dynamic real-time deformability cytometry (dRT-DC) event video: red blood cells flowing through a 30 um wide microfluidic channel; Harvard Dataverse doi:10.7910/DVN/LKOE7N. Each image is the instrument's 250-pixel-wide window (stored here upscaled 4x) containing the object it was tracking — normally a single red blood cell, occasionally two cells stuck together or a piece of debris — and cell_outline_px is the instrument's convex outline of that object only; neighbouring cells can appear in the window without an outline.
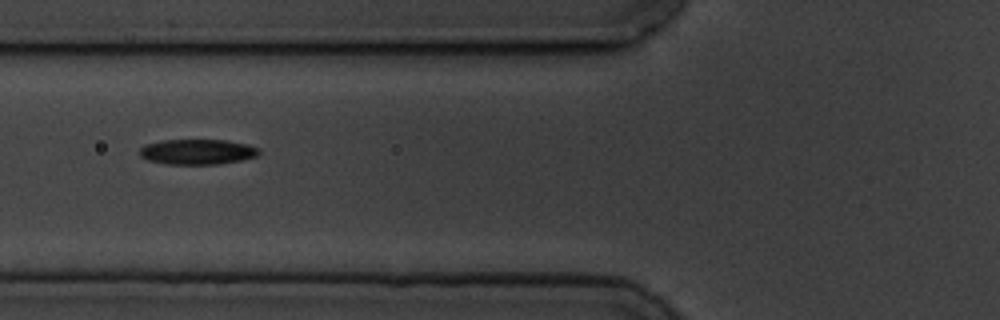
{"species": "common noctule bat (a hibernating species)", "species_latin": "Nyctalus noctula", "temperature_condition": "cold", "stored_images_in_passage": 15, "camera_frame_rate_fps": 3000, "um_per_image_px": 0.085, "animal": {"sex": "male", "body_mass_g": 19.5, "forearm_length_mm": 54.6}, "frame": {"image": 1, "passage_image": 6, "time_ms": 7.0, "image_size_px": [1000, 320], "cell_outline_px": [[260, 152], [256, 156], [240, 160], [216, 164], [164, 164], [148, 160], [140, 156], [140, 148], [144, 144], [160, 140], [224, 140], [248, 144], [260, 148]], "centroid_in_image_um": [16.75, 12.9], "position_along_channel_um": 109.1, "area_um2": 17.63}}
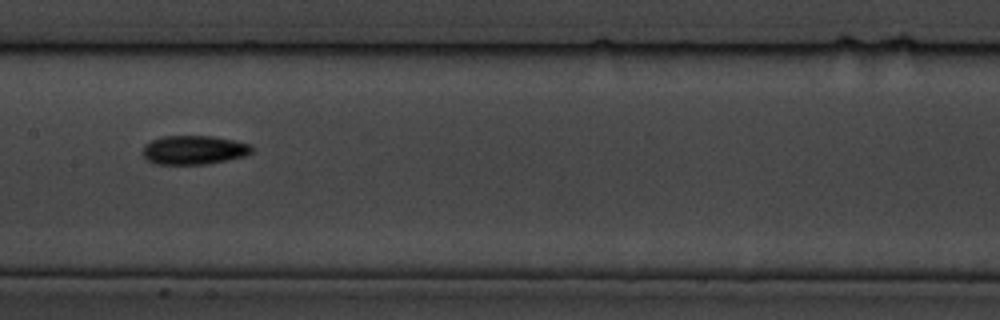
{"frame": {"image": 2, "passage_image": 8, "time_ms": 9.333, "image_size_px": [1000, 320], "cell_outline_px": [[252, 152], [244, 156], [228, 160], [208, 164], [152, 164], [144, 156], [144, 144], [152, 140], [164, 136], [212, 136], [236, 140], [252, 144]], "centroid_in_image_um": [16.51, 12.75], "position_along_channel_um": 190.9, "area_um2": 18.5}}
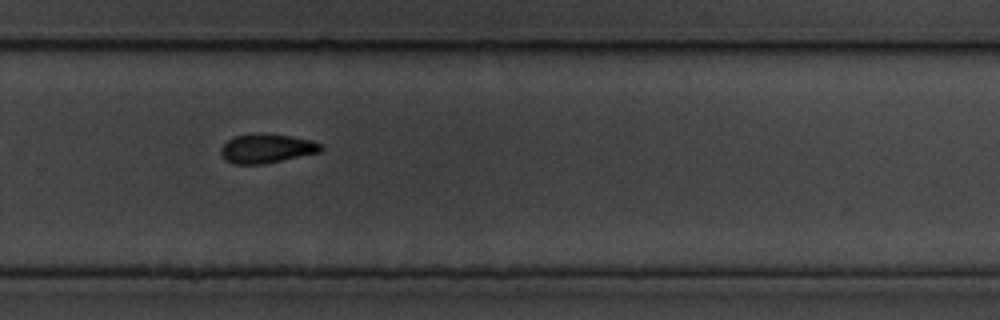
{"frame": {"image": 3, "passage_image": 11, "time_ms": 12.667, "image_size_px": [1000, 320], "cell_outline_px": [[324, 148], [320, 152], [264, 164], [236, 164], [224, 160], [220, 152], [220, 148], [228, 140], [236, 136], [256, 132], [260, 132], [288, 136], [312, 140], [324, 144]], "centroid_in_image_um": [22.68, 12.61], "position_along_channel_um": 307.1, "area_um2": 17.17}, "authors_computed_cell_mechanics": {"area_um2": 18.207, "velocity_mm_per_s": 3.4908, "shape_relaxation_time_tau1_ms": 1.6993, "shape_relaxation_time_tau2_ms": null, "deformation_change_tau1": 0.2988, "deformation_change_tau2": null}}